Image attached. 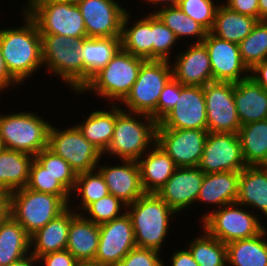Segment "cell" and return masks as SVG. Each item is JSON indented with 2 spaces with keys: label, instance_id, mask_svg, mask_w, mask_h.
I'll return each instance as SVG.
<instances>
[{
  "label": "cell",
  "instance_id": "6da1fadb",
  "mask_svg": "<svg viewBox=\"0 0 267 266\" xmlns=\"http://www.w3.org/2000/svg\"><path fill=\"white\" fill-rule=\"evenodd\" d=\"M22 11L23 25L0 29V47L9 74L22 84L43 67L41 34L35 21ZM42 66V67H41Z\"/></svg>",
  "mask_w": 267,
  "mask_h": 266
},
{
  "label": "cell",
  "instance_id": "7a4b0ae2",
  "mask_svg": "<svg viewBox=\"0 0 267 266\" xmlns=\"http://www.w3.org/2000/svg\"><path fill=\"white\" fill-rule=\"evenodd\" d=\"M157 126L150 115L128 112L116 104L113 138L103 155L137 161L156 143Z\"/></svg>",
  "mask_w": 267,
  "mask_h": 266
},
{
  "label": "cell",
  "instance_id": "3957f363",
  "mask_svg": "<svg viewBox=\"0 0 267 266\" xmlns=\"http://www.w3.org/2000/svg\"><path fill=\"white\" fill-rule=\"evenodd\" d=\"M126 212L132 221L137 247L161 252L165 239L171 232L170 224L174 222L171 220L179 215L156 193H145L126 206Z\"/></svg>",
  "mask_w": 267,
  "mask_h": 266
},
{
  "label": "cell",
  "instance_id": "277c9868",
  "mask_svg": "<svg viewBox=\"0 0 267 266\" xmlns=\"http://www.w3.org/2000/svg\"><path fill=\"white\" fill-rule=\"evenodd\" d=\"M43 67L78 94L85 86V64L80 54L82 39L41 34Z\"/></svg>",
  "mask_w": 267,
  "mask_h": 266
},
{
  "label": "cell",
  "instance_id": "5b68a950",
  "mask_svg": "<svg viewBox=\"0 0 267 266\" xmlns=\"http://www.w3.org/2000/svg\"><path fill=\"white\" fill-rule=\"evenodd\" d=\"M144 61V58L134 56L120 48L108 64L90 78L79 95L94 92L95 97L113 101L112 104L121 103L136 82Z\"/></svg>",
  "mask_w": 267,
  "mask_h": 266
},
{
  "label": "cell",
  "instance_id": "8992f818",
  "mask_svg": "<svg viewBox=\"0 0 267 266\" xmlns=\"http://www.w3.org/2000/svg\"><path fill=\"white\" fill-rule=\"evenodd\" d=\"M72 198L20 188L11 192V216L31 236L74 203Z\"/></svg>",
  "mask_w": 267,
  "mask_h": 266
},
{
  "label": "cell",
  "instance_id": "52a82bcc",
  "mask_svg": "<svg viewBox=\"0 0 267 266\" xmlns=\"http://www.w3.org/2000/svg\"><path fill=\"white\" fill-rule=\"evenodd\" d=\"M21 9L35 21L40 34L87 38L80 8L66 0H28Z\"/></svg>",
  "mask_w": 267,
  "mask_h": 266
},
{
  "label": "cell",
  "instance_id": "ba28073f",
  "mask_svg": "<svg viewBox=\"0 0 267 266\" xmlns=\"http://www.w3.org/2000/svg\"><path fill=\"white\" fill-rule=\"evenodd\" d=\"M11 113L0 115V139L3 148L33 156L48 148V132L52 123L30 110Z\"/></svg>",
  "mask_w": 267,
  "mask_h": 266
},
{
  "label": "cell",
  "instance_id": "9c48e42d",
  "mask_svg": "<svg viewBox=\"0 0 267 266\" xmlns=\"http://www.w3.org/2000/svg\"><path fill=\"white\" fill-rule=\"evenodd\" d=\"M209 211L201 216V226L211 236L225 244L254 237L267 228L255 211H250L238 203Z\"/></svg>",
  "mask_w": 267,
  "mask_h": 266
},
{
  "label": "cell",
  "instance_id": "30bf717a",
  "mask_svg": "<svg viewBox=\"0 0 267 266\" xmlns=\"http://www.w3.org/2000/svg\"><path fill=\"white\" fill-rule=\"evenodd\" d=\"M171 78L170 61L145 60L131 91L119 105L128 112L150 115L156 109L160 94Z\"/></svg>",
  "mask_w": 267,
  "mask_h": 266
},
{
  "label": "cell",
  "instance_id": "8fae6325",
  "mask_svg": "<svg viewBox=\"0 0 267 266\" xmlns=\"http://www.w3.org/2000/svg\"><path fill=\"white\" fill-rule=\"evenodd\" d=\"M63 129L51 124L48 132L49 150L67 161L76 174L95 170L99 163L102 164L103 154L82 135L76 125Z\"/></svg>",
  "mask_w": 267,
  "mask_h": 266
},
{
  "label": "cell",
  "instance_id": "7c38bea8",
  "mask_svg": "<svg viewBox=\"0 0 267 266\" xmlns=\"http://www.w3.org/2000/svg\"><path fill=\"white\" fill-rule=\"evenodd\" d=\"M207 131L236 133L241 127L234 100V83L213 81L203 86Z\"/></svg>",
  "mask_w": 267,
  "mask_h": 266
},
{
  "label": "cell",
  "instance_id": "4fadbf2b",
  "mask_svg": "<svg viewBox=\"0 0 267 266\" xmlns=\"http://www.w3.org/2000/svg\"><path fill=\"white\" fill-rule=\"evenodd\" d=\"M247 165L236 133L209 132L198 168L204 173L241 171Z\"/></svg>",
  "mask_w": 267,
  "mask_h": 266
},
{
  "label": "cell",
  "instance_id": "5bb4252c",
  "mask_svg": "<svg viewBox=\"0 0 267 266\" xmlns=\"http://www.w3.org/2000/svg\"><path fill=\"white\" fill-rule=\"evenodd\" d=\"M100 238L94 260L104 266H115L133 248L137 247L130 216L121 217L99 225Z\"/></svg>",
  "mask_w": 267,
  "mask_h": 266
},
{
  "label": "cell",
  "instance_id": "9a60e30c",
  "mask_svg": "<svg viewBox=\"0 0 267 266\" xmlns=\"http://www.w3.org/2000/svg\"><path fill=\"white\" fill-rule=\"evenodd\" d=\"M208 133L200 129H157L156 143L177 167H197Z\"/></svg>",
  "mask_w": 267,
  "mask_h": 266
},
{
  "label": "cell",
  "instance_id": "2e32d148",
  "mask_svg": "<svg viewBox=\"0 0 267 266\" xmlns=\"http://www.w3.org/2000/svg\"><path fill=\"white\" fill-rule=\"evenodd\" d=\"M176 105L158 123L157 129L207 130V112L203 87L182 85Z\"/></svg>",
  "mask_w": 267,
  "mask_h": 266
},
{
  "label": "cell",
  "instance_id": "e0dca14e",
  "mask_svg": "<svg viewBox=\"0 0 267 266\" xmlns=\"http://www.w3.org/2000/svg\"><path fill=\"white\" fill-rule=\"evenodd\" d=\"M87 37H121L127 8L117 0H86L78 4Z\"/></svg>",
  "mask_w": 267,
  "mask_h": 266
},
{
  "label": "cell",
  "instance_id": "ac0fdd59",
  "mask_svg": "<svg viewBox=\"0 0 267 266\" xmlns=\"http://www.w3.org/2000/svg\"><path fill=\"white\" fill-rule=\"evenodd\" d=\"M203 43L210 58L213 81L236 83L250 76L237 43L222 40L210 32H207Z\"/></svg>",
  "mask_w": 267,
  "mask_h": 266
},
{
  "label": "cell",
  "instance_id": "d6986e66",
  "mask_svg": "<svg viewBox=\"0 0 267 266\" xmlns=\"http://www.w3.org/2000/svg\"><path fill=\"white\" fill-rule=\"evenodd\" d=\"M203 179L204 173L198 167H177L156 194L177 214H184L196 204Z\"/></svg>",
  "mask_w": 267,
  "mask_h": 266
},
{
  "label": "cell",
  "instance_id": "ffe728a7",
  "mask_svg": "<svg viewBox=\"0 0 267 266\" xmlns=\"http://www.w3.org/2000/svg\"><path fill=\"white\" fill-rule=\"evenodd\" d=\"M187 47L184 52L174 54L177 56L171 58L172 77L182 85L190 86L203 87L213 82L210 58L205 44L191 43Z\"/></svg>",
  "mask_w": 267,
  "mask_h": 266
},
{
  "label": "cell",
  "instance_id": "44dd1931",
  "mask_svg": "<svg viewBox=\"0 0 267 266\" xmlns=\"http://www.w3.org/2000/svg\"><path fill=\"white\" fill-rule=\"evenodd\" d=\"M106 164V162L105 165L98 164L96 169L104 178L110 194L117 197L126 206L145 194L137 161L120 160L119 164L113 166Z\"/></svg>",
  "mask_w": 267,
  "mask_h": 266
},
{
  "label": "cell",
  "instance_id": "7402d4cb",
  "mask_svg": "<svg viewBox=\"0 0 267 266\" xmlns=\"http://www.w3.org/2000/svg\"><path fill=\"white\" fill-rule=\"evenodd\" d=\"M234 100L241 125L267 119V90L250 76L234 83Z\"/></svg>",
  "mask_w": 267,
  "mask_h": 266
},
{
  "label": "cell",
  "instance_id": "603a6c76",
  "mask_svg": "<svg viewBox=\"0 0 267 266\" xmlns=\"http://www.w3.org/2000/svg\"><path fill=\"white\" fill-rule=\"evenodd\" d=\"M145 193H157L171 178L177 166L164 149L155 143L138 160Z\"/></svg>",
  "mask_w": 267,
  "mask_h": 266
},
{
  "label": "cell",
  "instance_id": "cb8c5ba5",
  "mask_svg": "<svg viewBox=\"0 0 267 266\" xmlns=\"http://www.w3.org/2000/svg\"><path fill=\"white\" fill-rule=\"evenodd\" d=\"M240 171L204 174L196 203L212 205L214 209L236 203L238 197Z\"/></svg>",
  "mask_w": 267,
  "mask_h": 266
},
{
  "label": "cell",
  "instance_id": "d4e9b609",
  "mask_svg": "<svg viewBox=\"0 0 267 266\" xmlns=\"http://www.w3.org/2000/svg\"><path fill=\"white\" fill-rule=\"evenodd\" d=\"M75 214L76 212L68 207L47 225L31 235L30 253L38 259L44 254L65 250L71 219Z\"/></svg>",
  "mask_w": 267,
  "mask_h": 266
},
{
  "label": "cell",
  "instance_id": "484cf974",
  "mask_svg": "<svg viewBox=\"0 0 267 266\" xmlns=\"http://www.w3.org/2000/svg\"><path fill=\"white\" fill-rule=\"evenodd\" d=\"M236 203L261 211L267 219V170L261 165L246 166L240 171Z\"/></svg>",
  "mask_w": 267,
  "mask_h": 266
},
{
  "label": "cell",
  "instance_id": "4316f807",
  "mask_svg": "<svg viewBox=\"0 0 267 266\" xmlns=\"http://www.w3.org/2000/svg\"><path fill=\"white\" fill-rule=\"evenodd\" d=\"M130 13L128 10L123 19L121 48L134 56L153 60L152 12L132 23Z\"/></svg>",
  "mask_w": 267,
  "mask_h": 266
},
{
  "label": "cell",
  "instance_id": "83f0119b",
  "mask_svg": "<svg viewBox=\"0 0 267 266\" xmlns=\"http://www.w3.org/2000/svg\"><path fill=\"white\" fill-rule=\"evenodd\" d=\"M99 238V225L76 213L71 219L66 249L77 260H94Z\"/></svg>",
  "mask_w": 267,
  "mask_h": 266
},
{
  "label": "cell",
  "instance_id": "f1b7e54d",
  "mask_svg": "<svg viewBox=\"0 0 267 266\" xmlns=\"http://www.w3.org/2000/svg\"><path fill=\"white\" fill-rule=\"evenodd\" d=\"M34 156L22 151L0 149V189L8 192L27 187Z\"/></svg>",
  "mask_w": 267,
  "mask_h": 266
},
{
  "label": "cell",
  "instance_id": "f546056e",
  "mask_svg": "<svg viewBox=\"0 0 267 266\" xmlns=\"http://www.w3.org/2000/svg\"><path fill=\"white\" fill-rule=\"evenodd\" d=\"M108 111L97 109L88 114L80 124H75L82 135L103 154L109 147L116 122V104L109 102Z\"/></svg>",
  "mask_w": 267,
  "mask_h": 266
},
{
  "label": "cell",
  "instance_id": "4dcf8cb0",
  "mask_svg": "<svg viewBox=\"0 0 267 266\" xmlns=\"http://www.w3.org/2000/svg\"><path fill=\"white\" fill-rule=\"evenodd\" d=\"M258 21L254 17L231 10L222 2L216 10L210 33L222 40L239 44L251 33Z\"/></svg>",
  "mask_w": 267,
  "mask_h": 266
},
{
  "label": "cell",
  "instance_id": "1f68e13d",
  "mask_svg": "<svg viewBox=\"0 0 267 266\" xmlns=\"http://www.w3.org/2000/svg\"><path fill=\"white\" fill-rule=\"evenodd\" d=\"M121 48V37H87L82 42L81 57L85 64V85L104 68Z\"/></svg>",
  "mask_w": 267,
  "mask_h": 266
},
{
  "label": "cell",
  "instance_id": "d6a6232c",
  "mask_svg": "<svg viewBox=\"0 0 267 266\" xmlns=\"http://www.w3.org/2000/svg\"><path fill=\"white\" fill-rule=\"evenodd\" d=\"M267 228L260 234L226 244L227 266H267Z\"/></svg>",
  "mask_w": 267,
  "mask_h": 266
},
{
  "label": "cell",
  "instance_id": "836d02e7",
  "mask_svg": "<svg viewBox=\"0 0 267 266\" xmlns=\"http://www.w3.org/2000/svg\"><path fill=\"white\" fill-rule=\"evenodd\" d=\"M30 247V235L12 216L0 223V266L27 256Z\"/></svg>",
  "mask_w": 267,
  "mask_h": 266
},
{
  "label": "cell",
  "instance_id": "e575fe53",
  "mask_svg": "<svg viewBox=\"0 0 267 266\" xmlns=\"http://www.w3.org/2000/svg\"><path fill=\"white\" fill-rule=\"evenodd\" d=\"M237 135L246 165H262L267 158V119L241 125Z\"/></svg>",
  "mask_w": 267,
  "mask_h": 266
},
{
  "label": "cell",
  "instance_id": "d590c367",
  "mask_svg": "<svg viewBox=\"0 0 267 266\" xmlns=\"http://www.w3.org/2000/svg\"><path fill=\"white\" fill-rule=\"evenodd\" d=\"M152 13L174 32L178 41L183 37H190L193 43H201L207 34L199 23L188 17L177 5L161 7L156 11L153 10Z\"/></svg>",
  "mask_w": 267,
  "mask_h": 266
},
{
  "label": "cell",
  "instance_id": "8d00e7d4",
  "mask_svg": "<svg viewBox=\"0 0 267 266\" xmlns=\"http://www.w3.org/2000/svg\"><path fill=\"white\" fill-rule=\"evenodd\" d=\"M108 194H110L108 187L101 173L97 169L83 172L77 174L75 186L73 191L71 192V197H74V201L77 200L79 202L80 200V203L77 205L69 204V207H72L73 205V210H75L76 213H80L89 204L93 203L94 201L100 200ZM76 197L77 199H75Z\"/></svg>",
  "mask_w": 267,
  "mask_h": 266
},
{
  "label": "cell",
  "instance_id": "74e56055",
  "mask_svg": "<svg viewBox=\"0 0 267 266\" xmlns=\"http://www.w3.org/2000/svg\"><path fill=\"white\" fill-rule=\"evenodd\" d=\"M201 231L202 235L192 238L187 245L194 260L199 266H227L226 244L211 236L204 228Z\"/></svg>",
  "mask_w": 267,
  "mask_h": 266
},
{
  "label": "cell",
  "instance_id": "f35d334b",
  "mask_svg": "<svg viewBox=\"0 0 267 266\" xmlns=\"http://www.w3.org/2000/svg\"><path fill=\"white\" fill-rule=\"evenodd\" d=\"M242 62L251 70L267 58V20L258 21L251 33L239 44Z\"/></svg>",
  "mask_w": 267,
  "mask_h": 266
},
{
  "label": "cell",
  "instance_id": "ab89813d",
  "mask_svg": "<svg viewBox=\"0 0 267 266\" xmlns=\"http://www.w3.org/2000/svg\"><path fill=\"white\" fill-rule=\"evenodd\" d=\"M124 213H126V205L112 194L94 201L81 212L85 218L98 225L119 218Z\"/></svg>",
  "mask_w": 267,
  "mask_h": 266
},
{
  "label": "cell",
  "instance_id": "60d3db41",
  "mask_svg": "<svg viewBox=\"0 0 267 266\" xmlns=\"http://www.w3.org/2000/svg\"><path fill=\"white\" fill-rule=\"evenodd\" d=\"M27 188L56 196H71V192L35 159L30 166Z\"/></svg>",
  "mask_w": 267,
  "mask_h": 266
},
{
  "label": "cell",
  "instance_id": "b9f144b4",
  "mask_svg": "<svg viewBox=\"0 0 267 266\" xmlns=\"http://www.w3.org/2000/svg\"><path fill=\"white\" fill-rule=\"evenodd\" d=\"M34 159L54 175L70 192L73 191L77 174L67 161L55 155L48 148L41 150L34 156Z\"/></svg>",
  "mask_w": 267,
  "mask_h": 266
},
{
  "label": "cell",
  "instance_id": "7bdbcfd3",
  "mask_svg": "<svg viewBox=\"0 0 267 266\" xmlns=\"http://www.w3.org/2000/svg\"><path fill=\"white\" fill-rule=\"evenodd\" d=\"M153 60L170 61L178 39L154 13H152Z\"/></svg>",
  "mask_w": 267,
  "mask_h": 266
},
{
  "label": "cell",
  "instance_id": "ee69618b",
  "mask_svg": "<svg viewBox=\"0 0 267 266\" xmlns=\"http://www.w3.org/2000/svg\"><path fill=\"white\" fill-rule=\"evenodd\" d=\"M215 0H180L177 6L188 16L199 23L207 32H210L215 13L220 2Z\"/></svg>",
  "mask_w": 267,
  "mask_h": 266
},
{
  "label": "cell",
  "instance_id": "f6af8a7d",
  "mask_svg": "<svg viewBox=\"0 0 267 266\" xmlns=\"http://www.w3.org/2000/svg\"><path fill=\"white\" fill-rule=\"evenodd\" d=\"M181 90L182 84L173 77L166 83L160 94L156 109L150 114L157 123L176 105Z\"/></svg>",
  "mask_w": 267,
  "mask_h": 266
},
{
  "label": "cell",
  "instance_id": "bcb514c9",
  "mask_svg": "<svg viewBox=\"0 0 267 266\" xmlns=\"http://www.w3.org/2000/svg\"><path fill=\"white\" fill-rule=\"evenodd\" d=\"M162 259L157 250L135 247L115 266H163Z\"/></svg>",
  "mask_w": 267,
  "mask_h": 266
},
{
  "label": "cell",
  "instance_id": "7dc6e473",
  "mask_svg": "<svg viewBox=\"0 0 267 266\" xmlns=\"http://www.w3.org/2000/svg\"><path fill=\"white\" fill-rule=\"evenodd\" d=\"M39 266H74L77 259L67 250L44 254L38 258ZM44 263V264H43Z\"/></svg>",
  "mask_w": 267,
  "mask_h": 266
},
{
  "label": "cell",
  "instance_id": "c3c4849f",
  "mask_svg": "<svg viewBox=\"0 0 267 266\" xmlns=\"http://www.w3.org/2000/svg\"><path fill=\"white\" fill-rule=\"evenodd\" d=\"M225 2L223 4L231 10L259 20L258 0H226Z\"/></svg>",
  "mask_w": 267,
  "mask_h": 266
},
{
  "label": "cell",
  "instance_id": "681fc988",
  "mask_svg": "<svg viewBox=\"0 0 267 266\" xmlns=\"http://www.w3.org/2000/svg\"><path fill=\"white\" fill-rule=\"evenodd\" d=\"M185 249L175 250L173 253H171L172 256H170V263L171 266H199V264L194 260L191 252L187 248V246H184ZM166 262H163V266H165Z\"/></svg>",
  "mask_w": 267,
  "mask_h": 266
},
{
  "label": "cell",
  "instance_id": "f907efd6",
  "mask_svg": "<svg viewBox=\"0 0 267 266\" xmlns=\"http://www.w3.org/2000/svg\"><path fill=\"white\" fill-rule=\"evenodd\" d=\"M16 85L20 86V84L9 74L0 47V94L8 90L10 86L14 88Z\"/></svg>",
  "mask_w": 267,
  "mask_h": 266
},
{
  "label": "cell",
  "instance_id": "816d5d0a",
  "mask_svg": "<svg viewBox=\"0 0 267 266\" xmlns=\"http://www.w3.org/2000/svg\"><path fill=\"white\" fill-rule=\"evenodd\" d=\"M250 77L267 90V58L250 70Z\"/></svg>",
  "mask_w": 267,
  "mask_h": 266
},
{
  "label": "cell",
  "instance_id": "f5cc1de1",
  "mask_svg": "<svg viewBox=\"0 0 267 266\" xmlns=\"http://www.w3.org/2000/svg\"><path fill=\"white\" fill-rule=\"evenodd\" d=\"M11 216V193L0 189V223Z\"/></svg>",
  "mask_w": 267,
  "mask_h": 266
},
{
  "label": "cell",
  "instance_id": "db71d44e",
  "mask_svg": "<svg viewBox=\"0 0 267 266\" xmlns=\"http://www.w3.org/2000/svg\"><path fill=\"white\" fill-rule=\"evenodd\" d=\"M38 262V259L30 253L22 259L9 264L8 266H36L39 265Z\"/></svg>",
  "mask_w": 267,
  "mask_h": 266
},
{
  "label": "cell",
  "instance_id": "11a10c76",
  "mask_svg": "<svg viewBox=\"0 0 267 266\" xmlns=\"http://www.w3.org/2000/svg\"><path fill=\"white\" fill-rule=\"evenodd\" d=\"M146 1V2H145ZM180 0H143L145 3H150V7L153 5V8L158 9V7H165V6H174L179 3ZM152 4V5H151ZM158 6V7H157Z\"/></svg>",
  "mask_w": 267,
  "mask_h": 266
},
{
  "label": "cell",
  "instance_id": "9f6ffc18",
  "mask_svg": "<svg viewBox=\"0 0 267 266\" xmlns=\"http://www.w3.org/2000/svg\"><path fill=\"white\" fill-rule=\"evenodd\" d=\"M259 2V21L267 20V0H258Z\"/></svg>",
  "mask_w": 267,
  "mask_h": 266
},
{
  "label": "cell",
  "instance_id": "6f0895ef",
  "mask_svg": "<svg viewBox=\"0 0 267 266\" xmlns=\"http://www.w3.org/2000/svg\"><path fill=\"white\" fill-rule=\"evenodd\" d=\"M74 266H104L96 260H77Z\"/></svg>",
  "mask_w": 267,
  "mask_h": 266
},
{
  "label": "cell",
  "instance_id": "680465c9",
  "mask_svg": "<svg viewBox=\"0 0 267 266\" xmlns=\"http://www.w3.org/2000/svg\"><path fill=\"white\" fill-rule=\"evenodd\" d=\"M66 1H68V2H70L72 4L78 5L79 3L83 2V1H86V0H66Z\"/></svg>",
  "mask_w": 267,
  "mask_h": 266
},
{
  "label": "cell",
  "instance_id": "91938a15",
  "mask_svg": "<svg viewBox=\"0 0 267 266\" xmlns=\"http://www.w3.org/2000/svg\"><path fill=\"white\" fill-rule=\"evenodd\" d=\"M265 170H267V158L261 165Z\"/></svg>",
  "mask_w": 267,
  "mask_h": 266
},
{
  "label": "cell",
  "instance_id": "94428289",
  "mask_svg": "<svg viewBox=\"0 0 267 266\" xmlns=\"http://www.w3.org/2000/svg\"><path fill=\"white\" fill-rule=\"evenodd\" d=\"M3 148V145H2V142H1V139H0V149Z\"/></svg>",
  "mask_w": 267,
  "mask_h": 266
}]
</instances>
